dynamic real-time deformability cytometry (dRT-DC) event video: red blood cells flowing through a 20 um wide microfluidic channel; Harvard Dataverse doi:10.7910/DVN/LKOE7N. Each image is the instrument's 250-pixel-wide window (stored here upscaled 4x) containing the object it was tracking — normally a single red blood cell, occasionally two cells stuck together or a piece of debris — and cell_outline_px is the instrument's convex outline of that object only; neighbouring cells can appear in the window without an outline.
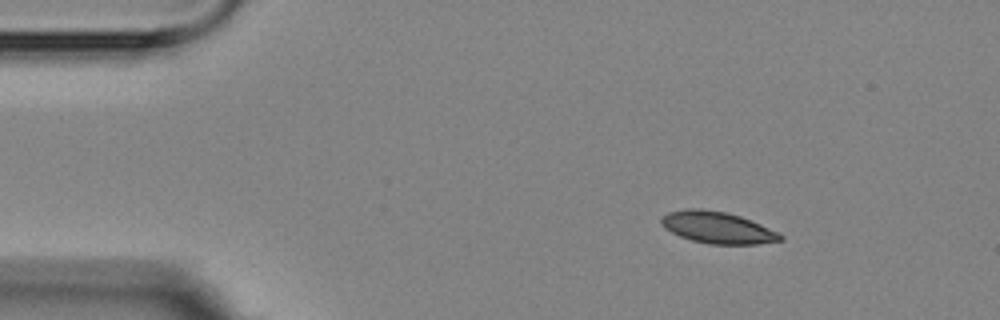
{"species": "Egyptian fruit bat (a non-hibernating species)", "species_latin": "Rousettus aegyptiacus", "temperature_condition": "room temperature", "stored_images_in_passage": 15, "camera_frame_rate_fps": 3000, "um_per_image_px": 0.085, "animal": {"sex": "female"}, "frame": {"image": 1, "passage_image": 1, "time_ms": 0.0, "image_size_px": [1000, 320], "cell_outline_px": [[784, 240], [756, 244], [708, 244], [692, 240], [680, 236], [664, 228], [660, 224], [660, 220], [668, 212], [684, 208], [700, 208], [728, 212], [752, 220], [780, 232], [784, 236]], "centroid_in_image_um": [61.01, 19.33], "position_along_channel_um": 24.0, "area_um2": 22.31}}
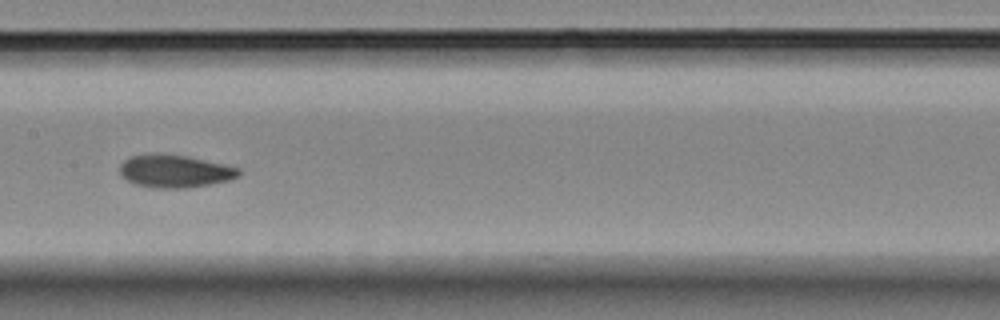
{"frame": {"image": 2, "passage_image": 7, "time_ms": 6.667, "image_size_px": [1000, 320], "cell_outline_px": [[240, 176], [228, 180], [188, 188], [152, 188], [136, 184], [128, 180], [120, 172], [120, 164], [124, 160], [132, 156], [152, 152], [160, 152], [184, 156], [204, 160], [240, 168]], "centroid_in_image_um": [14.83, 14.54], "position_along_channel_um": 192.6, "area_um2": 22.66}}
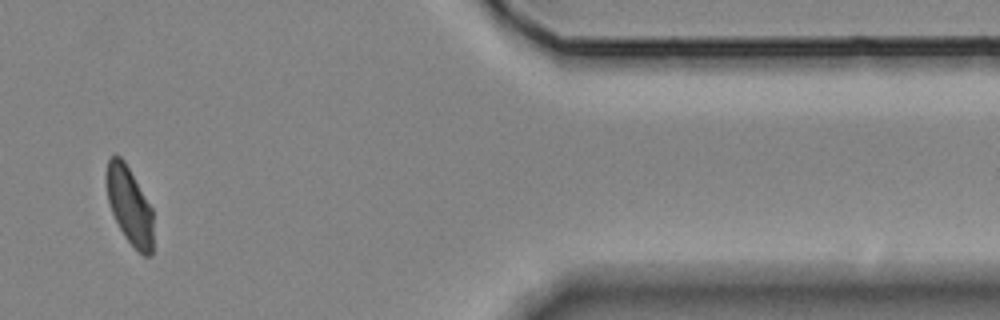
{"frame": {"image": 3, "passage_image": 13, "time_ms": 13.667, "image_size_px": [1000, 320], "cell_outline_px": [[152, 256], [144, 256], [124, 236], [112, 212], [108, 200], [108, 160], [112, 156], [120, 156], [124, 160], [152, 208]], "centroid_in_image_um": [11.04, 17.51], "position_along_channel_um": 400.4, "area_um2": 20.35}, "authors_computed_cell_mechanics": {"area_um2": 22.3108, "velocity_mm_per_s": 3.5338, "shape_relaxation_time_tau1_ms": 7.2118, "shape_relaxation_time_tau2_ms": 1.4961, "deformation_change_tau1": 0.1428, "deformation_change_tau2": 0.0633}}